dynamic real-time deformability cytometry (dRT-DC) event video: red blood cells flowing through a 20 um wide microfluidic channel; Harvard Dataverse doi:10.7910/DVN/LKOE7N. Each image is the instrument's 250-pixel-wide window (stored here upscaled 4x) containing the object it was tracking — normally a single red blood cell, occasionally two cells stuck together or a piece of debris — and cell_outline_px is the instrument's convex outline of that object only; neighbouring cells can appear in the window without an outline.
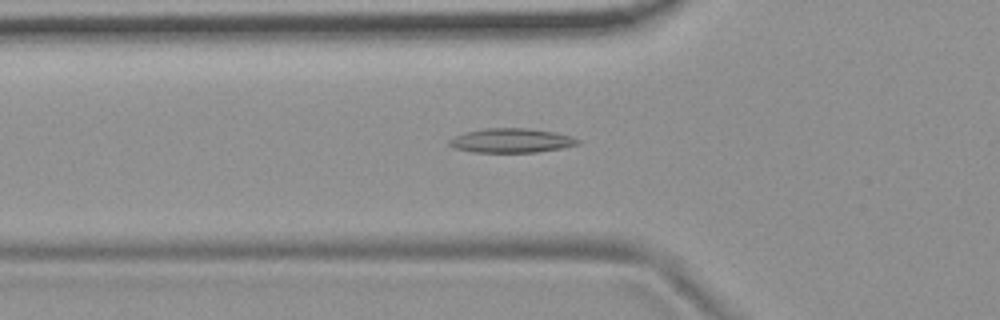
{"species": "common noctule bat (a hibernating species)", "species_latin": "Nyctalus noctula", "temperature_condition": "room temperature", "stored_images_in_passage": 56, "camera_frame_rate_fps": 3000, "um_per_image_px": 0.085, "animal": {"sex": "female", "body_mass_g": 19.9}, "frame": {"image": 1, "passage_image": 19, "time_ms": 6.0, "image_size_px": [1000, 320], "cell_outline_px": [[580, 144], [564, 148], [536, 152], [472, 152], [456, 148], [448, 144], [448, 140], [464, 132], [484, 128], [524, 128], [556, 132], [572, 136], [580, 140]], "centroid_in_image_um": [43.5, 11.94], "position_along_channel_um": 82.3, "area_um2": 18.26}}
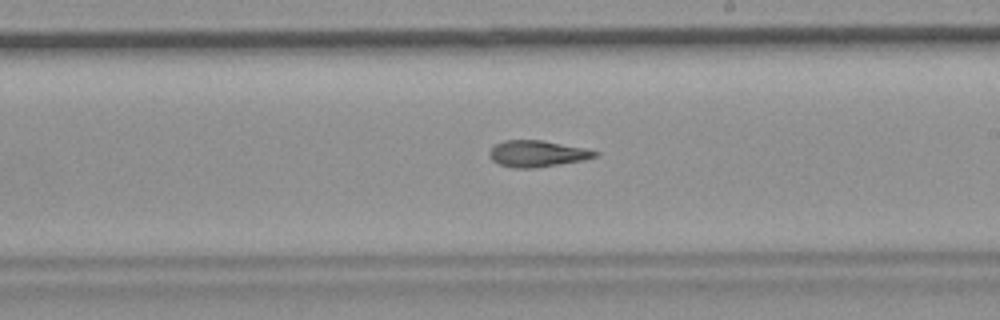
{"frame": {"image": 2, "passage_image": 32, "time_ms": 10.333, "image_size_px": [1000, 320], "cell_outline_px": [[600, 152], [596, 156], [584, 160], [532, 168], [516, 168], [500, 164], [492, 160], [488, 156], [488, 152], [496, 144], [504, 140], [540, 140], [584, 148]], "centroid_in_image_um": [45.64, 13.06], "position_along_channel_um": 243.4, "area_um2": 16.01}}
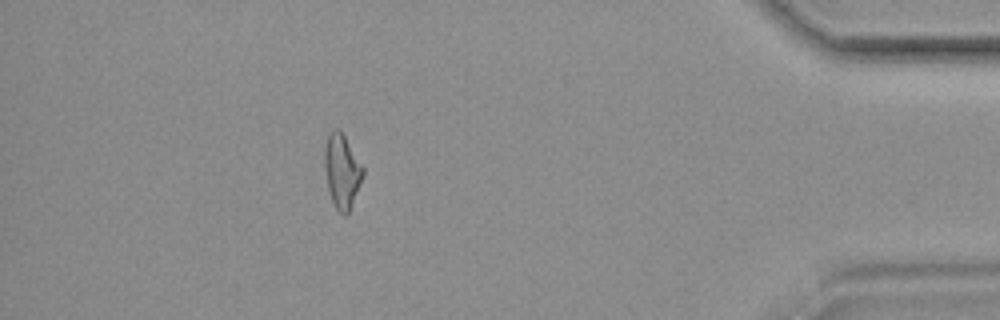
{"frame": {"image": 3, "passage_image": 49, "time_ms": 16.0, "image_size_px": [1000, 320], "cell_outline_px": [[364, 176], [348, 212], [344, 216], [336, 208], [332, 200], [328, 188], [324, 168], [324, 148], [328, 132], [332, 128], [340, 128], [364, 168]], "centroid_in_image_um": [29.05, 14.47], "position_along_channel_um": 406.1, "area_um2": 16.65}, "authors_computed_cell_mechanics": {"area_um2": 17.0799, "velocity_mm_per_s": 3.7059, "shape_relaxation_time_tau1_ms": null, "shape_relaxation_time_tau2_ms": 8.0662, "deformation_change_tau1": null, "deformation_change_tau2": 0.1758}}